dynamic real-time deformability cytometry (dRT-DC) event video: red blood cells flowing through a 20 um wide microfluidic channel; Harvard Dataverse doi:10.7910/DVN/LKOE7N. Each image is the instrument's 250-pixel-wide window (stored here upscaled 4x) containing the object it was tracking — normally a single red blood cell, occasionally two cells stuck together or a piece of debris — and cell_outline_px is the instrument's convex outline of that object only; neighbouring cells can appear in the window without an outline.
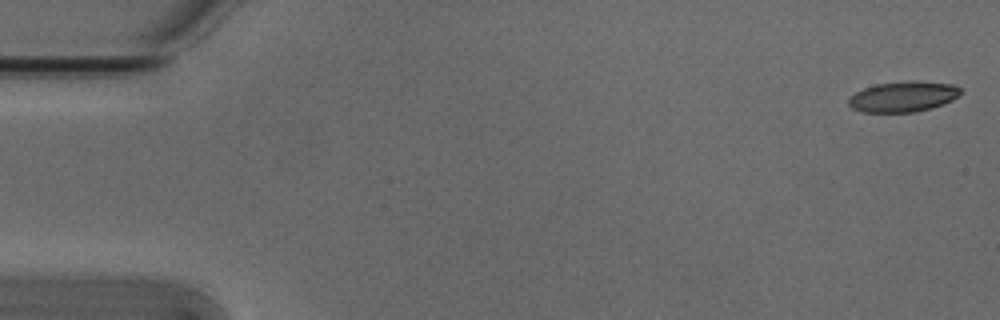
{"species": "Egyptian fruit bat (a non-hibernating species)", "species_latin": "Rousettus aegyptiacus", "temperature_condition": "cold", "stored_images_in_passage": 4, "camera_frame_rate_fps": 3000, "um_per_image_px": 0.085, "animal": {"sex": "male"}, "frame": {"image": 1, "passage_image": 1, "time_ms": 0.0, "image_size_px": [1000, 320], "cell_outline_px": [[960, 92], [952, 100], [944, 104], [932, 108], [912, 112], [864, 112], [852, 108], [848, 104], [848, 96], [864, 88], [876, 84], [908, 80], [912, 80], [952, 84], [960, 88]], "centroid_in_image_um": [76.73, 8.21], "position_along_channel_um": 8.3, "area_um2": 19.94}}